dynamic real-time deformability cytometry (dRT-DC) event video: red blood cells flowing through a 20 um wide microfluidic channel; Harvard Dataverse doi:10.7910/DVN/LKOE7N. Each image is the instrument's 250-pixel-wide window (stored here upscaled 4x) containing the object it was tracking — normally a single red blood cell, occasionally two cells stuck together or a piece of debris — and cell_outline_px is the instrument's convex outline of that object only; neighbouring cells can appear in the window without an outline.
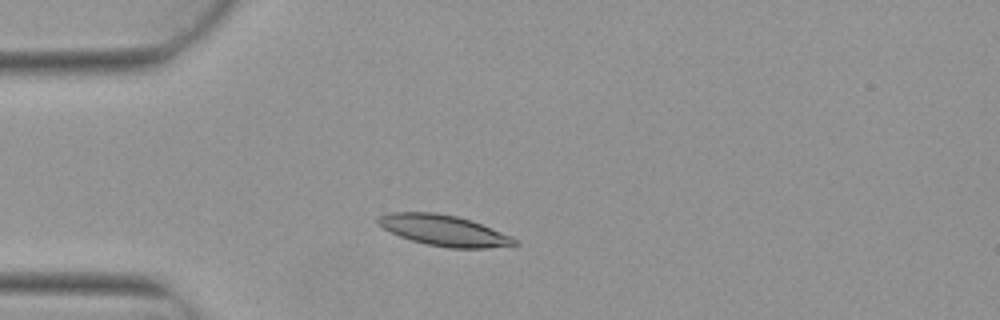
{"species": "Egyptian fruit bat (a non-hibernating species)", "species_latin": "Rousettus aegyptiacus", "temperature_condition": "warm", "stored_images_in_passage": 3, "camera_frame_rate_fps": 3000, "um_per_image_px": 0.085, "animal": {"sex": "female"}, "frame": {"image": 1, "passage_image": 3, "time_ms": 0.667, "image_size_px": [1000, 320], "cell_outline_px": [[520, 244], [488, 248], [448, 248], [428, 244], [412, 240], [400, 236], [384, 228], [376, 220], [380, 216], [392, 212], [436, 212], [456, 216], [472, 220], [512, 236]], "centroid_in_image_um": [37.78, 19.58], "position_along_channel_um": 47.2, "area_um2": 24.33}}